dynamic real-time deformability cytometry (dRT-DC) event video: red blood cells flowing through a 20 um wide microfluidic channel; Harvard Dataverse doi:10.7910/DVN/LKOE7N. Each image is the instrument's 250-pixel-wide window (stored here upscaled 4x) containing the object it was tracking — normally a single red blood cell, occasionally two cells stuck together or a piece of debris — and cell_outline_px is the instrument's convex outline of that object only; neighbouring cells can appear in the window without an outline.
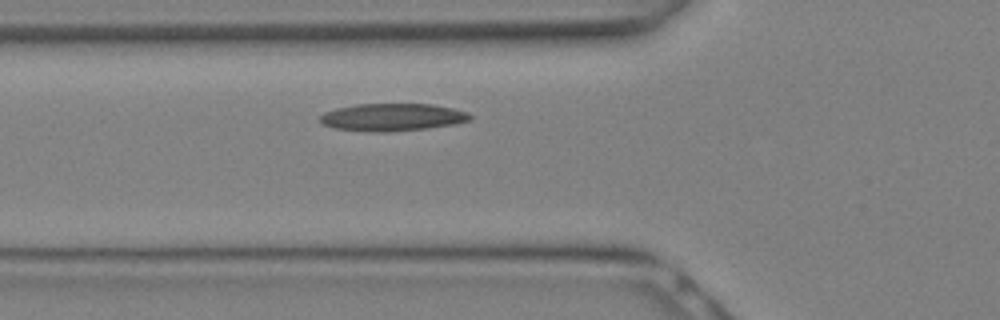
{"species": "Egyptian fruit bat (a non-hibernating species)", "species_latin": "Rousettus aegyptiacus", "temperature_condition": "warm", "stored_images_in_passage": 5, "camera_frame_rate_fps": 3000, "um_per_image_px": 0.085, "animal": {"sex": "female"}, "frame": {"image": 1, "passage_image": 3, "time_ms": 0.667, "image_size_px": [1000, 320], "cell_outline_px": [[472, 120], [456, 124], [428, 128], [388, 132], [364, 132], [332, 128], [324, 124], [320, 120], [320, 116], [324, 112], [336, 108], [356, 104], [432, 104], [452, 108], [468, 112], [472, 116]], "centroid_in_image_um": [33.36, 9.97], "position_along_channel_um": 92.4, "area_um2": 24.33}}
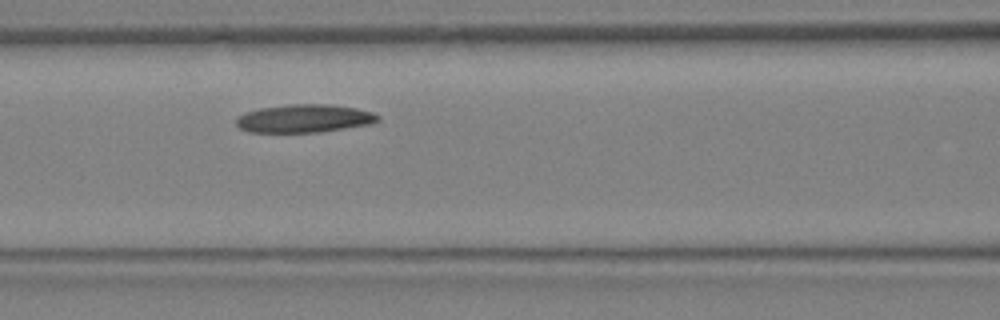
{"frame": {"image": 2, "passage_image": 5, "time_ms": 1.333, "image_size_px": [1000, 320], "cell_outline_px": [[380, 120], [372, 124], [320, 132], [248, 132], [240, 128], [236, 124], [236, 116], [244, 112], [260, 108], [288, 104], [332, 104], [356, 108], [372, 112], [380, 116]], "centroid_in_image_um": [25.86, 10.06], "position_along_channel_um": 140.7, "area_um2": 23.47}}